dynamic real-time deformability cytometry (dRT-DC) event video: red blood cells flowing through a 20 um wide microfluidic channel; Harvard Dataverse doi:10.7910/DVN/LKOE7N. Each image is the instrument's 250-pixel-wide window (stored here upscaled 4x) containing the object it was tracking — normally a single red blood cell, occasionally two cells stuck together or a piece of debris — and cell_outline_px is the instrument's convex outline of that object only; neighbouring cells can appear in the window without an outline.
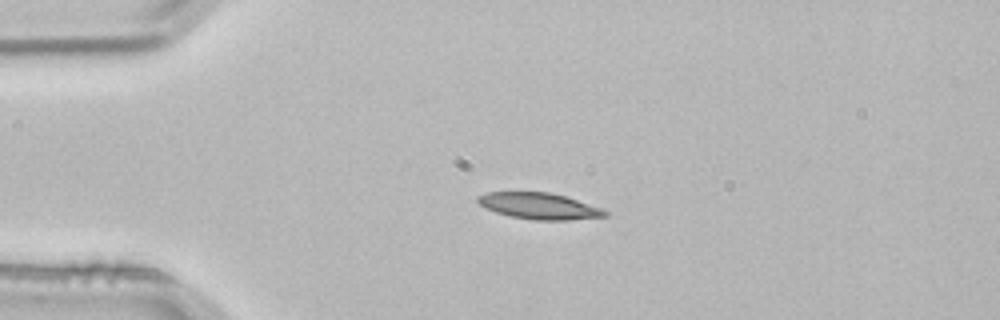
{"species": "common noctule bat (a hibernating species)", "species_latin": "Nyctalus noctula", "temperature_condition": "room temperature", "stored_images_in_passage": 2, "camera_frame_rate_fps": 3000, "um_per_image_px": 0.085, "animal": {"sex": "male", "body_mass_g": 21.5, "forearm_length_mm": 52.0}, "frame": {"image": 1, "passage_image": 1, "time_ms": 0.0, "image_size_px": [1000, 320], "cell_outline_px": [[608, 216], [568, 220], [532, 220], [512, 216], [496, 212], [484, 208], [476, 200], [476, 196], [484, 192], [552, 192], [600, 208], [608, 212]], "centroid_in_image_um": [45.77, 17.51], "position_along_channel_um": 39.2, "area_um2": 19.42}}
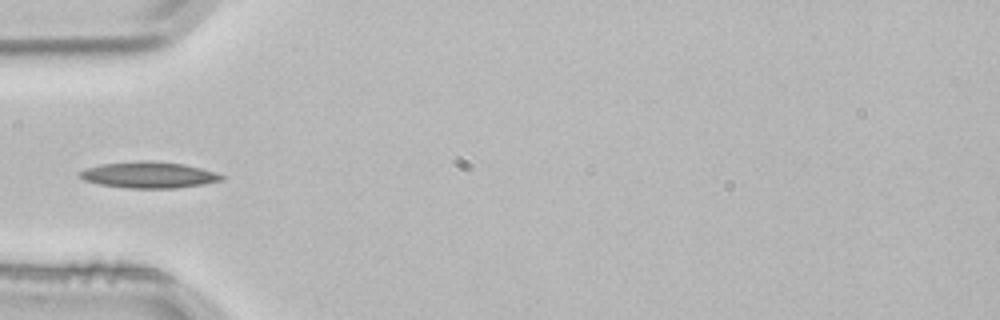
{"frame": {"image": 2, "passage_image": 2, "time_ms": 0.333, "image_size_px": [1000, 320], "cell_outline_px": [[228, 176], [224, 180], [204, 184], [176, 188], [128, 188], [100, 184], [84, 180], [80, 176], [80, 172], [84, 168], [100, 164], [136, 160], [152, 160], [184, 164], [216, 172]], "centroid_in_image_um": [12.69, 14.85], "position_along_channel_um": 72.3, "area_um2": 21.96}}